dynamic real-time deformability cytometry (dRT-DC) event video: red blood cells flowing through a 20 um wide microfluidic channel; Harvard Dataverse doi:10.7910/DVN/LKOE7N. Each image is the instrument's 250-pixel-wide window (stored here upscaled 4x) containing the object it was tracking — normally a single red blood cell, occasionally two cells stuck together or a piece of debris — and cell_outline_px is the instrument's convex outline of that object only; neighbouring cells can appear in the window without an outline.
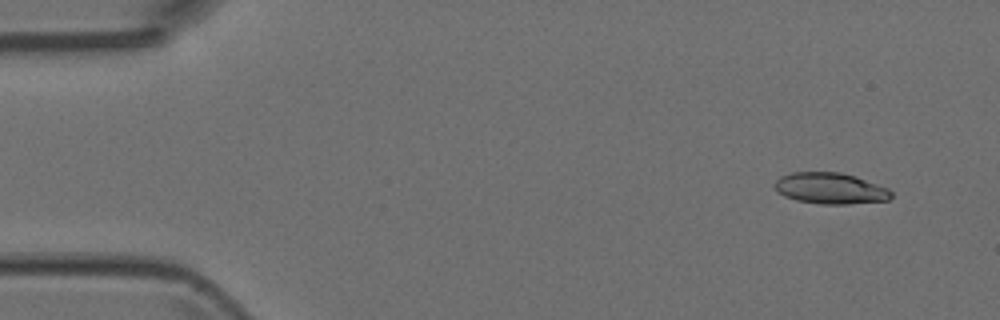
{"species": "Egyptian fruit bat (a non-hibernating species)", "species_latin": "Rousettus aegyptiacus", "temperature_condition": "room temperature", "stored_images_in_passage": 5, "camera_frame_rate_fps": 3000, "um_per_image_px": 0.085, "animal": {"sex": "female"}, "frame": {"image": 1, "passage_image": 1, "time_ms": 0.0, "image_size_px": [1000, 320], "cell_outline_px": [[892, 196], [888, 200], [848, 204], [820, 204], [796, 200], [784, 196], [776, 192], [776, 180], [780, 176], [792, 172], [840, 172], [856, 176], [888, 188], [892, 192]], "centroid_in_image_um": [70.58, 16.01], "position_along_channel_um": 14.4, "area_um2": 21.21}}